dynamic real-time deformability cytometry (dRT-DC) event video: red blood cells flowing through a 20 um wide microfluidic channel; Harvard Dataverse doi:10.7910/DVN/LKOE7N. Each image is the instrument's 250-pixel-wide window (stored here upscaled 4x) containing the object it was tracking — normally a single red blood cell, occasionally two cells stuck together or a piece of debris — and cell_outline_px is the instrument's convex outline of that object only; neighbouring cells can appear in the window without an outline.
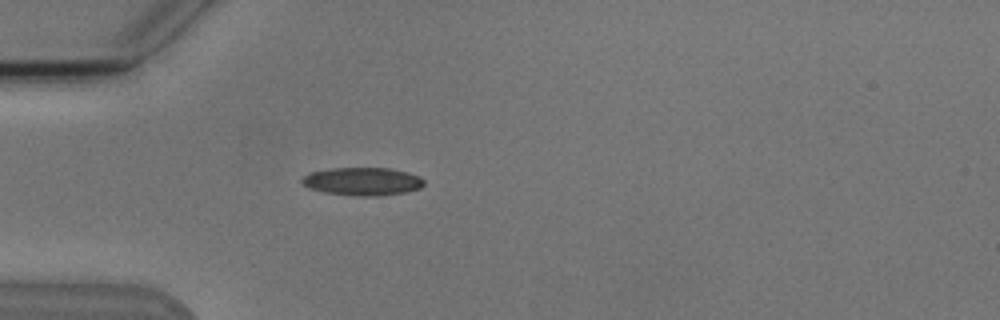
{"species": "Egyptian fruit bat (a non-hibernating species)", "species_latin": "Rousettus aegyptiacus", "temperature_condition": "cold", "stored_images_in_passage": 4, "camera_frame_rate_fps": 3000, "um_per_image_px": 0.085, "animal": {"sex": "male"}, "frame": {"image": 1, "passage_image": 4, "time_ms": 3.667, "image_size_px": [1000, 320], "cell_outline_px": [[424, 184], [420, 188], [404, 192], [376, 196], [356, 196], [324, 192], [308, 188], [300, 184], [300, 180], [304, 176], [312, 172], [332, 168], [388, 168], [408, 172], [420, 176], [424, 180]], "centroid_in_image_um": [30.79, 15.42], "position_along_channel_um": 54.2, "area_um2": 19.94}}